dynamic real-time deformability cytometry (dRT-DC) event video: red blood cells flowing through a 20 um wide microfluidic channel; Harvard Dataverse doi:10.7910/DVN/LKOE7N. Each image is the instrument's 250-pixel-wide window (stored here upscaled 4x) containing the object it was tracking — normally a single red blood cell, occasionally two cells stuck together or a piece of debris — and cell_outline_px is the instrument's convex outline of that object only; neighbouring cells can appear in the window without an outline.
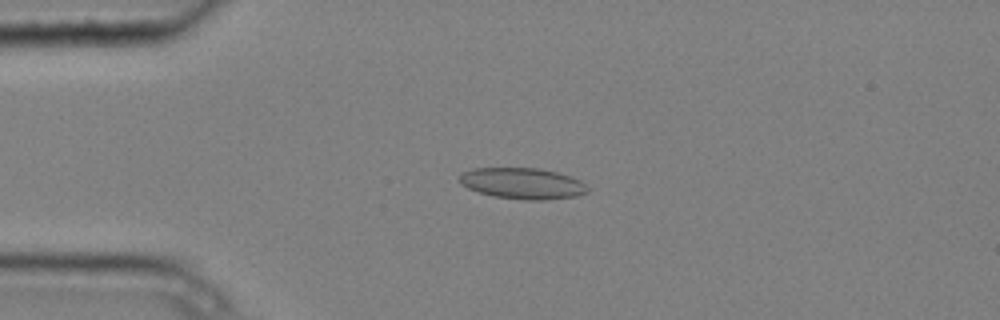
{"species": "common noctule bat (a hibernating species)", "species_latin": "Nyctalus noctula", "temperature_condition": "cold", "stored_images_in_passage": 8, "camera_frame_rate_fps": 3000, "um_per_image_px": 0.085, "animal": {"sex": "male", "body_mass_g": 20.4}, "frame": {"image": 1, "passage_image": 4, "time_ms": 1.0, "image_size_px": [1000, 320], "cell_outline_px": [[588, 192], [580, 196], [544, 200], [524, 200], [496, 196], [480, 192], [468, 188], [460, 184], [460, 172], [472, 168], [540, 168], [556, 172], [580, 180], [588, 188]], "centroid_in_image_um": [44.42, 15.59], "position_along_channel_um": 40.6, "area_um2": 23.24}}
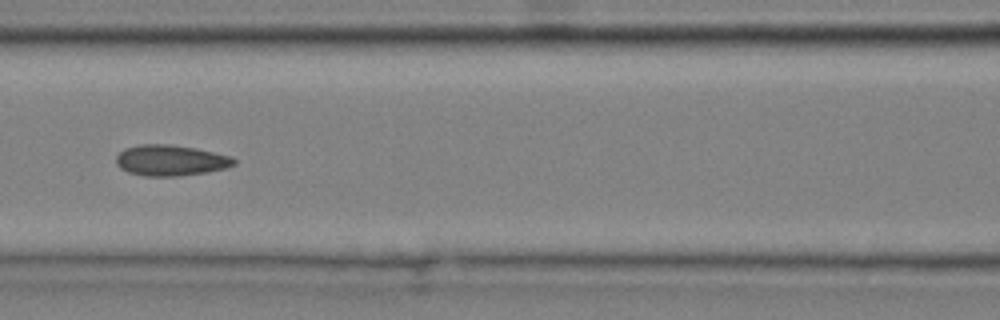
{"frame": {"image": 2, "passage_image": 7, "time_ms": 2.0, "image_size_px": [1000, 320], "cell_outline_px": [[236, 164], [228, 168], [208, 172], [180, 176], [144, 176], [128, 172], [120, 168], [116, 164], [116, 156], [124, 148], [140, 144], [168, 144], [196, 148], [232, 156], [236, 160]], "centroid_in_image_um": [14.52, 13.63], "position_along_channel_um": 152.1, "area_um2": 21.44}}
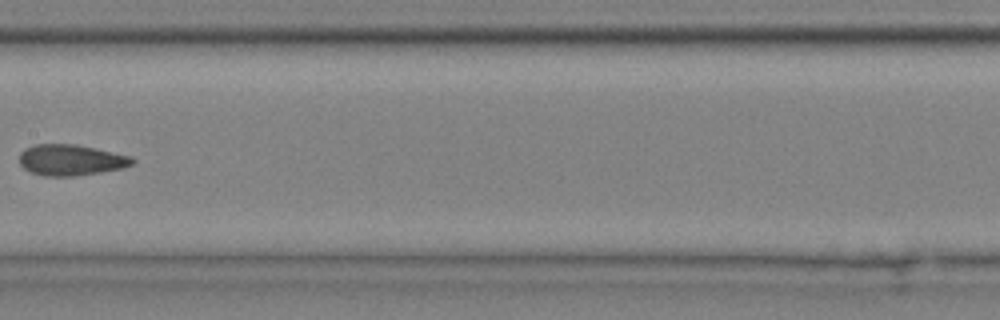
{"frame": {"image": 3, "passage_image": 8, "time_ms": 2.333, "image_size_px": [1000, 320], "cell_outline_px": [[136, 160], [132, 164], [120, 168], [100, 172], [76, 176], [44, 176], [32, 172], [24, 168], [20, 164], [20, 152], [24, 148], [32, 144], [76, 144], [96, 148], [132, 156]], "centroid_in_image_um": [6.01, 13.59], "position_along_channel_um": 201.4, "area_um2": 20.46}}